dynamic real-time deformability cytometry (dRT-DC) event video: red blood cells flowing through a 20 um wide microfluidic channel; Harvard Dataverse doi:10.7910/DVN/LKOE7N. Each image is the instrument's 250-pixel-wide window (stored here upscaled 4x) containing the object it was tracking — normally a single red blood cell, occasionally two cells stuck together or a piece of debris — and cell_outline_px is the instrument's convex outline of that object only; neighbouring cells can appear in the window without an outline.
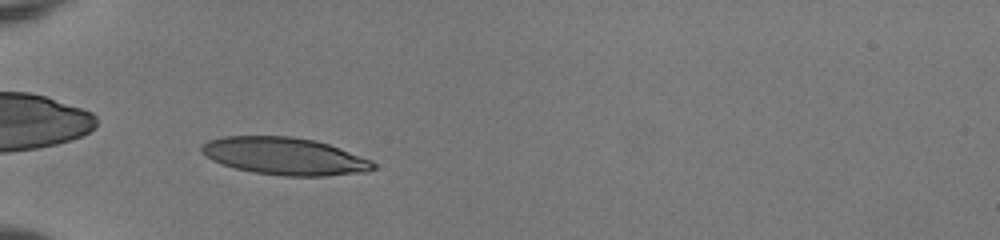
{"species": "human", "species_latin": "Homo sapiens", "temperature_condition": "room temperature", "stored_images_in_passage": 46, "camera_frame_rate_fps": 3000, "um_per_image_px": 0.085, "donor": {"sex": "female"}, "frame": {"image": 1, "passage_image": 12, "time_ms": 3.667, "image_size_px": [1000, 240], "cell_outline_px": [[376, 168], [364, 172], [324, 176], [284, 176], [256, 172], [236, 168], [220, 164], [212, 160], [200, 152], [200, 148], [208, 140], [224, 136], [292, 136], [316, 140], [328, 144], [372, 160], [376, 164]], "centroid_in_image_um": [24.19, 13.27], "position_along_channel_um": 60.8, "area_um2": 37.4}}
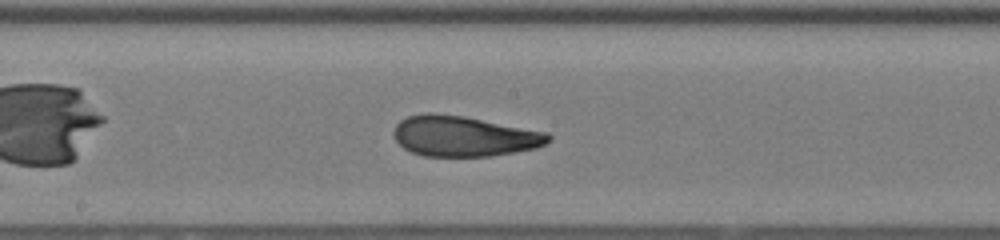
{"frame": {"image": 2, "passage_image": 24, "time_ms": 7.667, "image_size_px": [1000, 240], "cell_outline_px": [[552, 140], [536, 148], [492, 156], [424, 156], [412, 152], [404, 148], [396, 140], [392, 132], [396, 124], [400, 120], [408, 116], [428, 112], [432, 112], [464, 116], [548, 132], [552, 136]], "centroid_in_image_um": [39.44, 11.57], "position_along_channel_um": 208.8, "area_um2": 36.65}}
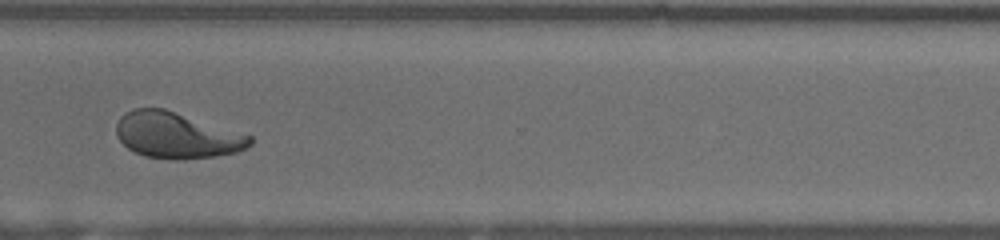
{"frame": {"image": 3, "passage_image": 35, "time_ms": 11.333, "image_size_px": [1000, 240], "cell_outline_px": [[252, 144], [236, 152], [216, 156], [184, 160], [172, 160], [144, 156], [128, 148], [116, 136], [116, 124], [120, 116], [124, 112], [132, 108], [164, 108], [252, 136]], "centroid_in_image_um": [14.98, 11.5], "position_along_channel_um": 355.6, "area_um2": 35.95}, "authors_computed_cell_mechanics": {"area_um2": 36.0672, "velocity_mm_per_s": 4.0095, "shape_relaxation_time_tau1_ms": null, "shape_relaxation_time_tau2_ms": 0.9, "deformation_change_tau1": null, "deformation_change_tau2": 0.0701}}